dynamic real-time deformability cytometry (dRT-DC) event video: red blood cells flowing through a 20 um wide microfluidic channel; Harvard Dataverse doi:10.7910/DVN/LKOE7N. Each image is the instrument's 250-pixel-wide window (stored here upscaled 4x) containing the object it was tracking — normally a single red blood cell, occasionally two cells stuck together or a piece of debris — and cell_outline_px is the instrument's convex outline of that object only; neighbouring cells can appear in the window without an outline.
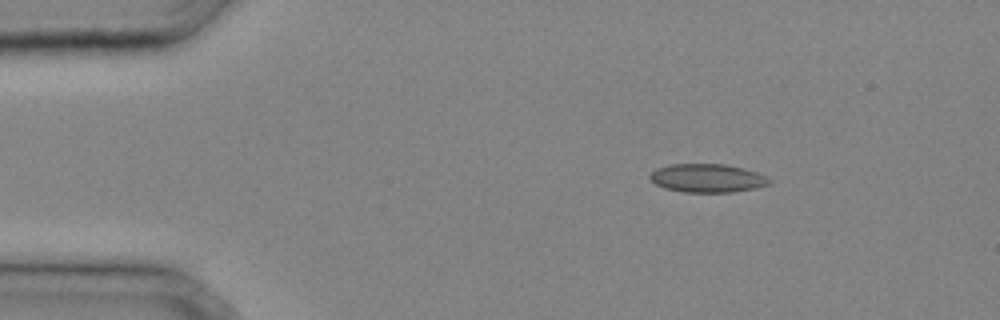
{"species": "common noctule bat (a hibernating species)", "species_latin": "Nyctalus noctula", "temperature_condition": "cold", "stored_images_in_passage": 30, "camera_frame_rate_fps": 3000, "um_per_image_px": 0.085, "animal": {"sex": "male", "body_mass_g": 20.4}, "frame": {"image": 1, "passage_image": 1, "time_ms": 0.0, "image_size_px": [1000, 320], "cell_outline_px": [[772, 180], [768, 184], [756, 188], [732, 192], [684, 192], [664, 188], [656, 184], [648, 176], [656, 168], [668, 164], [724, 164], [744, 168], [756, 172]], "centroid_in_image_um": [60.1, 15.14], "position_along_channel_um": 24.9, "area_um2": 19.77}}
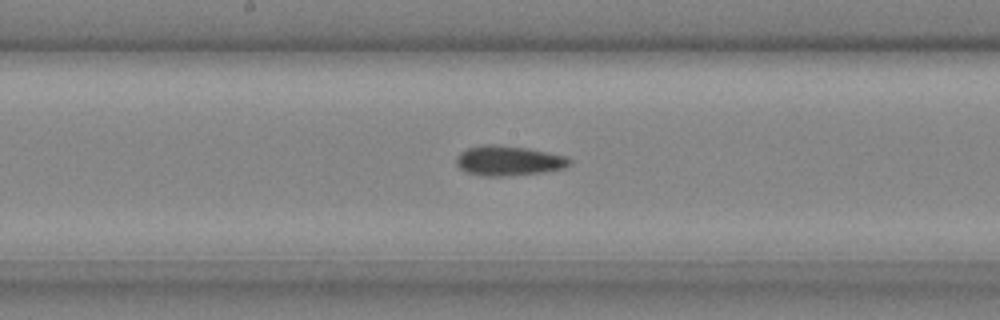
{"frame": {"image": 2, "passage_image": 14, "time_ms": 4.333, "image_size_px": [1000, 320], "cell_outline_px": [[572, 164], [564, 168], [540, 172], [504, 176], [484, 176], [468, 172], [460, 168], [456, 164], [456, 156], [460, 152], [468, 148], [484, 144], [496, 144], [528, 148], [564, 156], [572, 160]], "centroid_in_image_um": [43.21, 13.65], "position_along_channel_um": 205.0, "area_um2": 19.59}}
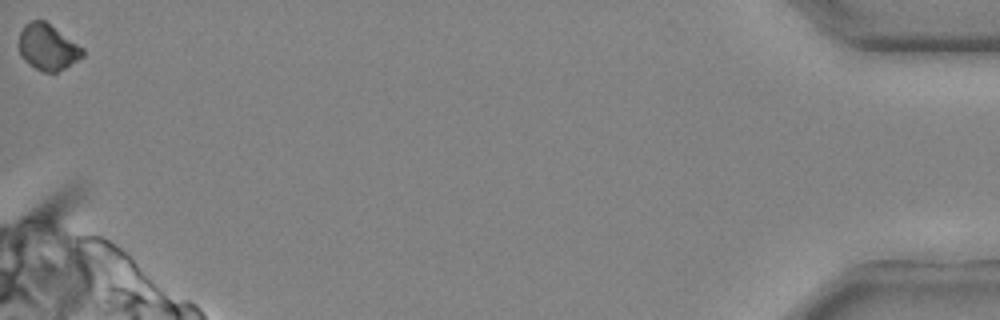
{"frame": {"image": 3, "passage_image": 30, "time_ms": 9.667, "image_size_px": [1000, 320], "cell_outline_px": [[84, 56], [64, 68], [56, 72], [44, 72], [28, 64], [20, 56], [20, 32], [24, 24], [32, 20], [44, 20], [84, 48]], "centroid_in_image_um": [4.05, 4.0], "position_along_channel_um": 431.1, "area_um2": 16.94}}